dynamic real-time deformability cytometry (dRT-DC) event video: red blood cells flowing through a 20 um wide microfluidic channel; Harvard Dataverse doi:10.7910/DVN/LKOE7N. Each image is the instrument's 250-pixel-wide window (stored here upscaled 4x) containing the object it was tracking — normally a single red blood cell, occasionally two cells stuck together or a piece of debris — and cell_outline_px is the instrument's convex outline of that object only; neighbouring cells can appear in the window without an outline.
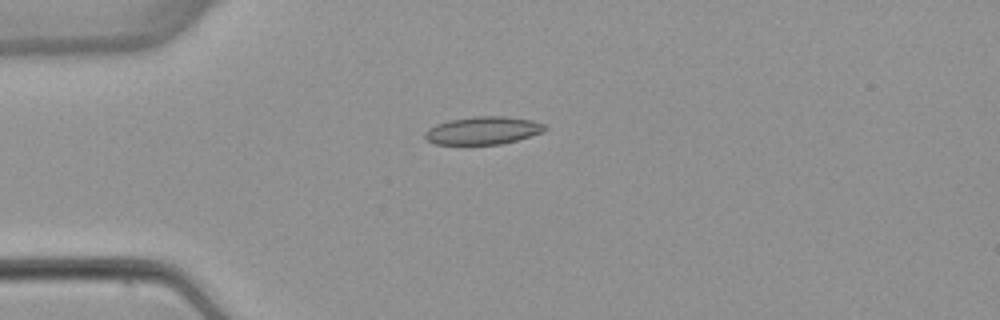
{"species": "common noctule bat (a hibernating species)", "species_latin": "Nyctalus noctula", "temperature_condition": "warm", "stored_images_in_passage": 7, "camera_frame_rate_fps": 3000, "um_per_image_px": 0.085, "animal": {"sex": "female", "body_mass_g": 22.7, "forearm_length_mm": 54.2}, "frame": {"image": 1, "passage_image": 4, "time_ms": 4.0, "image_size_px": [1000, 320], "cell_outline_px": [[548, 128], [544, 132], [516, 140], [500, 144], [436, 144], [428, 140], [424, 136], [424, 132], [428, 128], [436, 124], [448, 120], [476, 116], [504, 116], [532, 120], [544, 124]], "centroid_in_image_um": [41.06, 11.08], "position_along_channel_um": 43.9, "area_um2": 19.42}}
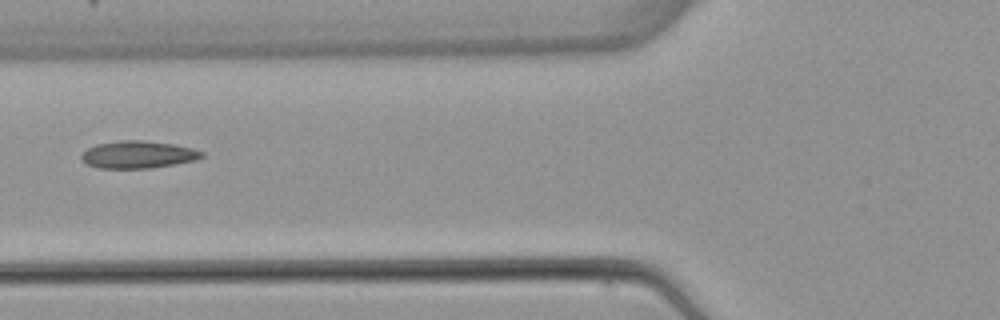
{"frame": {"image": 2, "passage_image": 6, "time_ms": 6.333, "image_size_px": [1000, 320], "cell_outline_px": [[204, 156], [196, 160], [176, 164], [152, 168], [100, 168], [84, 164], [80, 156], [88, 148], [96, 144], [120, 140], [144, 140], [172, 144], [192, 148], [204, 152]], "centroid_in_image_um": [11.73, 13.14], "position_along_channel_um": 114.1, "area_um2": 19.31}}
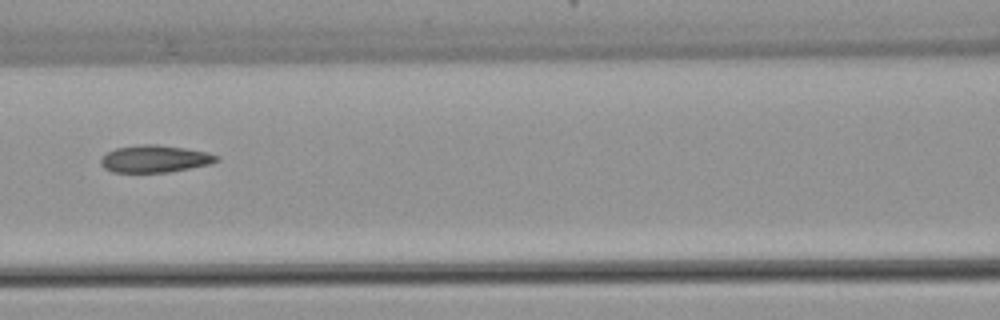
{"frame": {"image": 3, "passage_image": 7, "time_ms": 7.333, "image_size_px": [1000, 320], "cell_outline_px": [[220, 160], [212, 164], [168, 172], [112, 172], [104, 168], [100, 164], [100, 160], [108, 152], [116, 148], [140, 144], [156, 144], [184, 148], [208, 152], [220, 156]], "centroid_in_image_um": [13.2, 13.5], "position_along_channel_um": 153.4, "area_um2": 18.44}}